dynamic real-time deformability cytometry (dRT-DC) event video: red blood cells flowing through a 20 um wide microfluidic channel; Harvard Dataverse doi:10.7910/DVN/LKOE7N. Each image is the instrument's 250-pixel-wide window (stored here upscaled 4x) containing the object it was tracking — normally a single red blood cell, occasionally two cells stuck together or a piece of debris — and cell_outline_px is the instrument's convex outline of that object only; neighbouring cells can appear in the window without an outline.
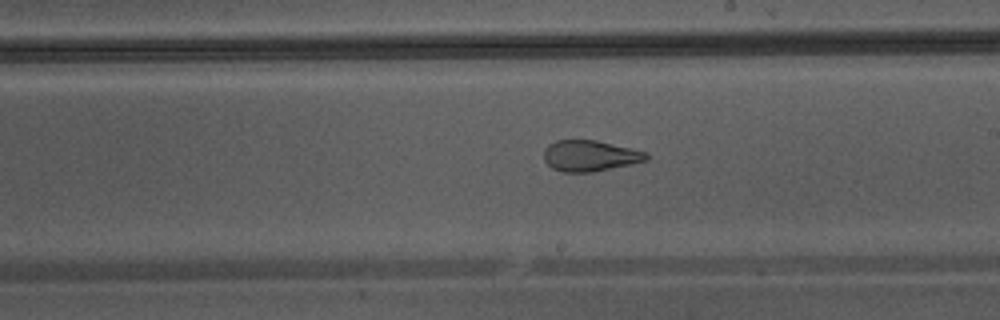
{"species": "Egyptian fruit bat (a non-hibernating species)", "species_latin": "Rousettus aegyptiacus", "temperature_condition": "warm", "stored_images_in_passage": 45, "camera_frame_rate_fps": 3000, "um_per_image_px": 0.085, "animal": {"sex": "male"}, "frame": {"image": 1, "passage_image": 26, "time_ms": 8.333, "image_size_px": [1000, 320], "cell_outline_px": [[648, 160], [632, 164], [592, 172], [564, 172], [552, 168], [544, 160], [544, 148], [548, 144], [556, 140], [596, 140], [632, 148], [648, 152]], "centroid_in_image_um": [50.15, 13.23], "position_along_channel_um": 238.8, "area_um2": 18.61}}